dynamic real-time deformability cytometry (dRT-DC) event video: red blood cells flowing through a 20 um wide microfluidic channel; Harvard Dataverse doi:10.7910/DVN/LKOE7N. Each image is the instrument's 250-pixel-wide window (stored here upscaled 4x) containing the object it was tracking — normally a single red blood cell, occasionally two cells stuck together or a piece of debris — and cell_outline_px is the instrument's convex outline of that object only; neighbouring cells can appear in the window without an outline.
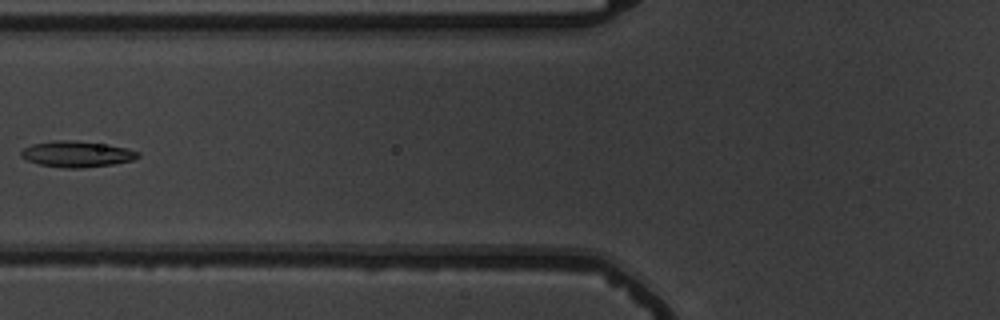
{"species": "common noctule bat (a hibernating species)", "species_latin": "Nyctalus noctula", "temperature_condition": "warm", "stored_images_in_passage": 6, "camera_frame_rate_fps": 3000, "um_per_image_px": 0.085, "animal": {"sex": "male", "body_mass_g": 19.5, "forearm_length_mm": 54.6}, "frame": {"image": 1, "passage_image": 6, "time_ms": 5.667, "image_size_px": [1000, 320], "cell_outline_px": [[140, 156], [132, 160], [112, 164], [80, 168], [64, 168], [40, 164], [28, 160], [20, 156], [20, 152], [24, 148], [32, 144], [52, 140], [76, 140], [108, 144], [140, 152]], "centroid_in_image_um": [6.52, 13.08], "position_along_channel_um": 119.3, "area_um2": 17.69}}